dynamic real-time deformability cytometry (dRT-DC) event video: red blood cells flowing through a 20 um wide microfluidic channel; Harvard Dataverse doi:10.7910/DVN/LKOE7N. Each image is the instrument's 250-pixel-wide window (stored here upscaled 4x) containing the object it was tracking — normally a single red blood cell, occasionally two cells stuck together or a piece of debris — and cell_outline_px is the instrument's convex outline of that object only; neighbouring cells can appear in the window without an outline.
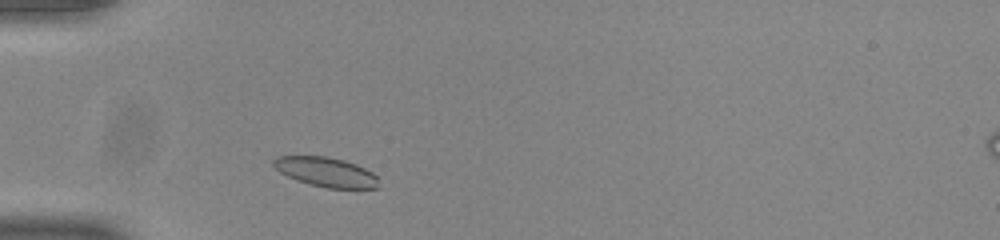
{"species": "common noctule bat (a hibernating species)", "species_latin": "Nyctalus noctula", "temperature_condition": "room temperature", "stored_images_in_passage": 35, "camera_frame_rate_fps": 3000, "um_per_image_px": 0.085, "animal": {"sex": "male", "body_mass_g": 20.0, "forearm_length_mm": 53.3}, "frame": {"image": 1, "passage_image": 4, "time_ms": 1.0, "image_size_px": [1000, 240], "cell_outline_px": [[380, 188], [328, 188], [308, 184], [296, 180], [280, 172], [272, 164], [272, 160], [276, 156], [328, 156], [344, 160], [356, 164], [372, 172], [376, 176]], "centroid_in_image_um": [27.7, 14.61], "position_along_channel_um": 57.3, "area_um2": 18.15}}
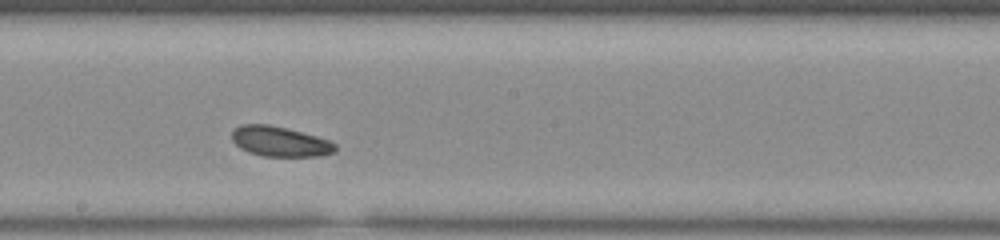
{"frame": {"image": 2, "passage_image": 18, "time_ms": 5.667, "image_size_px": [1000, 240], "cell_outline_px": [[336, 152], [320, 156], [264, 156], [248, 152], [240, 148], [232, 140], [232, 132], [240, 124], [268, 124], [316, 136], [328, 140], [336, 144]], "centroid_in_image_um": [23.79, 12.03], "position_along_channel_um": 224.4, "area_um2": 17.98}}
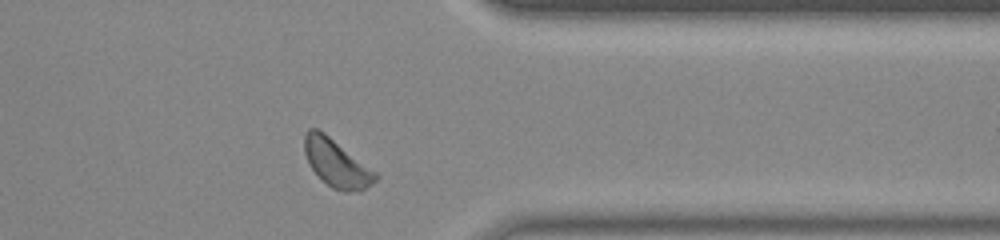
{"frame": {"image": 3, "passage_image": 31, "time_ms": 10.0, "image_size_px": [1000, 240], "cell_outline_px": [[380, 176], [372, 184], [360, 192], [344, 192], [332, 188], [308, 164], [304, 152], [304, 136], [308, 128], [316, 128], [324, 132], [376, 172]], "centroid_in_image_um": [28.61, 13.88], "position_along_channel_um": 382.8, "area_um2": 19.59}, "authors_computed_cell_mechanics": {"area_um2": 18.2648, "velocity_mm_per_s": 3.7972, "shape_relaxation_time_tau1_ms": 3.3959, "shape_relaxation_time_tau2_ms": 6.8787, "deformation_change_tau1": 0.0392, "deformation_change_tau2": 0.1256}}